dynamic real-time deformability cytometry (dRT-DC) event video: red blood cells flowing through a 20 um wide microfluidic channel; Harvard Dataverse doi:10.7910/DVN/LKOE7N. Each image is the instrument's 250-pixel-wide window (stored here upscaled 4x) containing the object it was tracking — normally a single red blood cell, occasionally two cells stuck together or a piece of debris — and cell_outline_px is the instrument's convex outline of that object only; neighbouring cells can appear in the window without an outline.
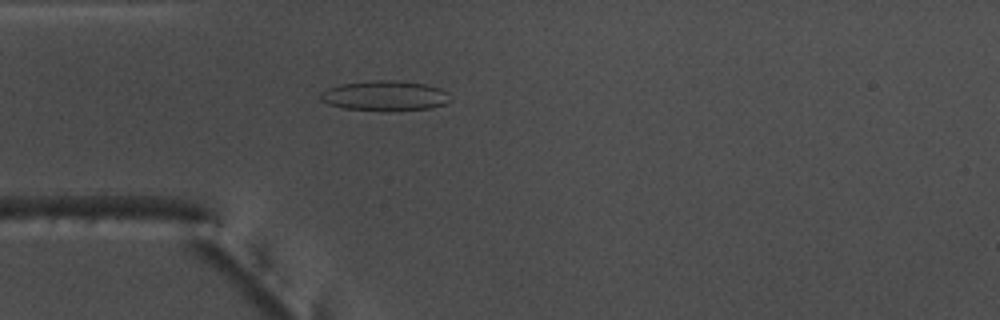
{"species": "common noctule bat (a hibernating species)", "species_latin": "Nyctalus noctula", "temperature_condition": "warm", "stored_images_in_passage": 48, "camera_frame_rate_fps": 3000, "um_per_image_px": 0.085, "animal": {"sex": "male", "body_mass_g": 17.5, "forearm_length_mm": 52.3}, "frame": {"image": 1, "passage_image": 10, "time_ms": 3.0, "image_size_px": [1000, 320], "cell_outline_px": [[452, 100], [444, 104], [432, 108], [384, 112], [344, 108], [328, 104], [320, 100], [320, 92], [328, 88], [340, 84], [368, 80], [396, 80], [424, 84], [440, 88], [448, 92]], "centroid_in_image_um": [32.72, 8.15], "position_along_channel_um": 52.3, "area_um2": 23.24}}
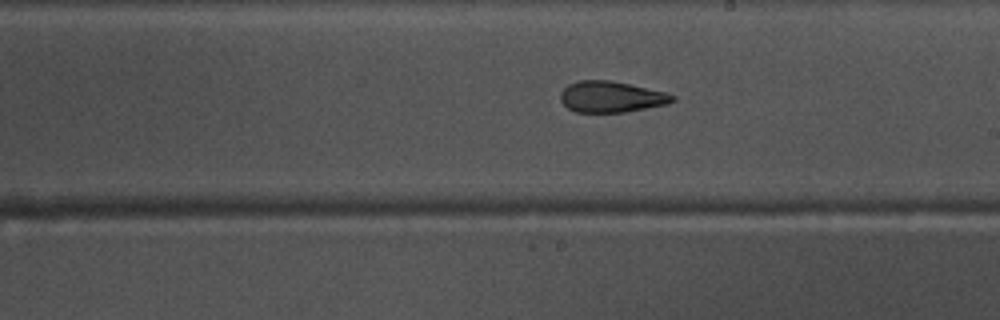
{"frame": {"image": 2, "passage_image": 25, "time_ms": 8.0, "image_size_px": [1000, 320], "cell_outline_px": [[676, 100], [668, 104], [624, 112], [576, 112], [568, 108], [560, 100], [560, 92], [568, 84], [580, 80], [612, 80], [668, 92], [676, 96]], "centroid_in_image_um": [51.98, 8.22], "position_along_channel_um": 237.0, "area_um2": 20.52}}
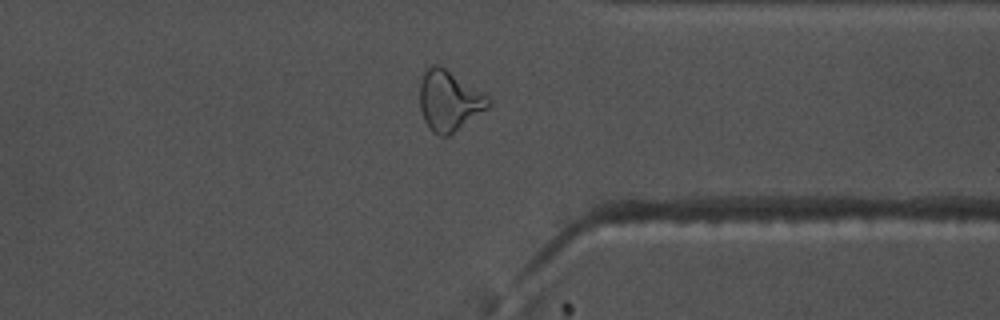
{"frame": {"image": 3, "passage_image": 36, "time_ms": 11.667, "image_size_px": [1000, 320], "cell_outline_px": [[492, 104], [488, 108], [448, 136], [440, 136], [432, 132], [428, 128], [424, 120], [420, 108], [420, 84], [424, 72], [432, 64], [440, 64], [488, 96], [492, 100]], "centroid_in_image_um": [38.17, 8.56], "position_along_channel_um": 373.2, "area_um2": 24.1}, "authors_computed_cell_mechanics": {"area_um2": 21.386, "velocity_mm_per_s": 3.833, "shape_relaxation_time_tau1_ms": 6.0889, "shape_relaxation_time_tau2_ms": 2.9638, "deformation_change_tau1": 0.192, "deformation_change_tau2": 0.1246}}